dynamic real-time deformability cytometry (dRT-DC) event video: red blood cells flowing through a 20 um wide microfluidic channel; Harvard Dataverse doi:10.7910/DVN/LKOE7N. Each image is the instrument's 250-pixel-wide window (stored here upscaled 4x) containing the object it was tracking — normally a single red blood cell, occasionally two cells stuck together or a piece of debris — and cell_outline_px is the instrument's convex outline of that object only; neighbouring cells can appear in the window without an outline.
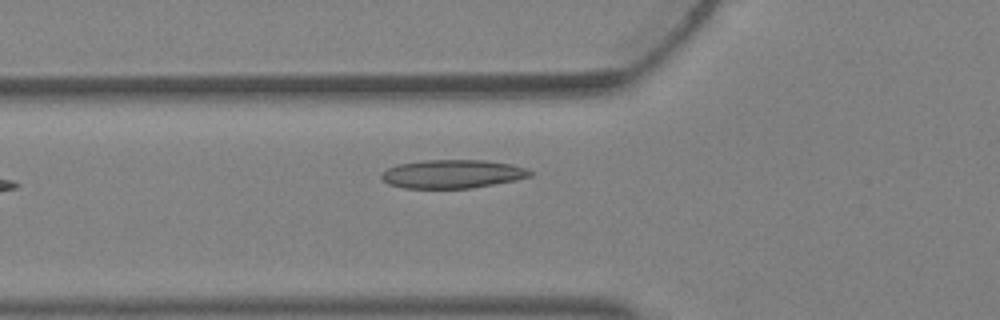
{"species": "Egyptian fruit bat (a non-hibernating species)", "species_latin": "Rousettus aegyptiacus", "temperature_condition": "warm", "stored_images_in_passage": 5, "camera_frame_rate_fps": 3000, "um_per_image_px": 0.085, "animal": {"sex": "female"}, "frame": {"image": 1, "passage_image": 5, "time_ms": 1.333, "image_size_px": [1000, 320], "cell_outline_px": [[532, 176], [516, 180], [472, 188], [404, 188], [388, 184], [380, 176], [388, 168], [396, 164], [424, 160], [484, 160], [512, 164], [524, 168], [532, 172]], "centroid_in_image_um": [38.45, 14.78], "position_along_channel_um": 87.3, "area_um2": 24.68}}